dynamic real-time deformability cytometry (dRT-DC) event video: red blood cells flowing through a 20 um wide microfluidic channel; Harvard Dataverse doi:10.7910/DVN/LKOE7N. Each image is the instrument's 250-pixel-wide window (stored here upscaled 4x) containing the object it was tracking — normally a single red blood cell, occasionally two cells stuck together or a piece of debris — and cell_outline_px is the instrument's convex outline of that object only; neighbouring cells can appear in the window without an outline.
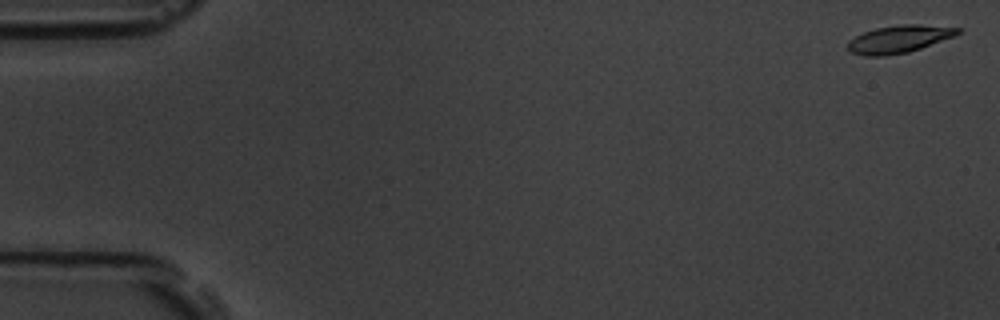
{"species": "common noctule bat (a hibernating species)", "species_latin": "Nyctalus noctula", "temperature_condition": "room temperature", "stored_images_in_passage": 6, "camera_frame_rate_fps": 3000, "um_per_image_px": 0.085, "animal": {"sex": "male", "body_mass_g": 19.5, "forearm_length_mm": 54.6}, "frame": {"image": 1, "passage_image": 1, "time_ms": 0.0, "image_size_px": [1000, 320], "cell_outline_px": [[960, 32], [956, 36], [908, 52], [884, 56], [864, 56], [848, 52], [848, 40], [864, 32], [876, 28], [900, 24], [920, 24], [960, 28]], "centroid_in_image_um": [76.4, 3.32], "position_along_channel_um": 8.6, "area_um2": 17.69}}
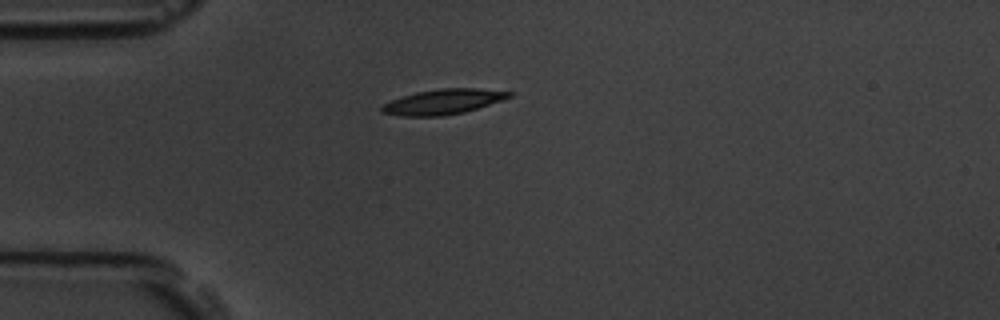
{"frame": {"image": 2, "passage_image": 5, "time_ms": 1.333, "image_size_px": [1000, 320], "cell_outline_px": [[512, 96], [464, 112], [440, 116], [404, 116], [380, 112], [380, 108], [384, 104], [392, 100], [416, 92], [440, 88], [480, 88], [512, 92]], "centroid_in_image_um": [37.65, 8.64], "position_along_channel_um": 47.4, "area_um2": 18.32}}
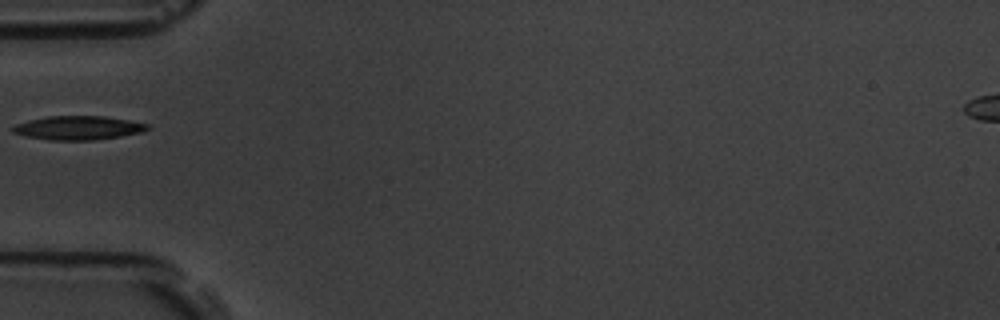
{"frame": {"image": 3, "passage_image": 6, "time_ms": 1.667, "image_size_px": [1000, 320], "cell_outline_px": [[152, 128], [140, 132], [120, 136], [96, 140], [48, 140], [28, 136], [12, 132], [12, 128], [16, 124], [28, 120], [48, 116], [104, 116], [152, 124]], "centroid_in_image_um": [6.69, 10.86], "position_along_channel_um": 78.3, "area_um2": 18.73}}